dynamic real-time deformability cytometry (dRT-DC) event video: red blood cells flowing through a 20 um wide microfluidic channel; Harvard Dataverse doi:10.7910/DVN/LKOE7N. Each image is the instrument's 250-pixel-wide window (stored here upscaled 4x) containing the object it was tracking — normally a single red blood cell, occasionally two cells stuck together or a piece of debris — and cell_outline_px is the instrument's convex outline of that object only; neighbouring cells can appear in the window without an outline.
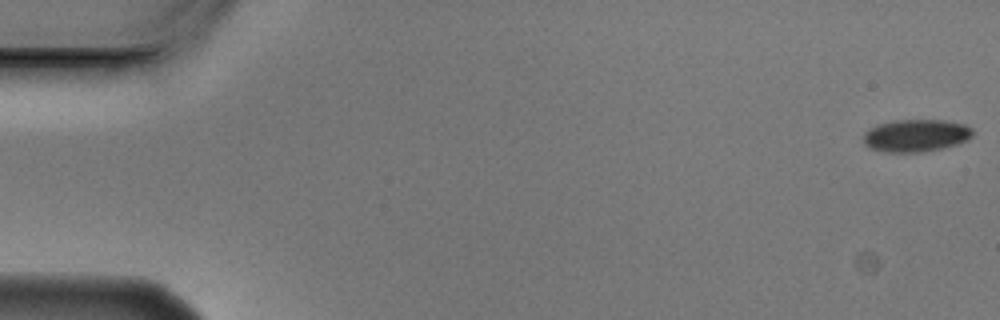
{"species": "Egyptian fruit bat (a non-hibernating species)", "species_latin": "Rousettus aegyptiacus", "temperature_condition": "cold", "stored_images_in_passage": 4, "camera_frame_rate_fps": 3000, "um_per_image_px": 0.085, "animal": {"sex": "male"}, "frame": {"image": 1, "passage_image": 1, "time_ms": 0.0, "image_size_px": [1000, 320], "cell_outline_px": [[972, 136], [968, 140], [956, 144], [940, 148], [920, 152], [884, 152], [868, 148], [864, 144], [864, 132], [880, 124], [896, 120], [944, 120], [964, 124], [972, 128]], "centroid_in_image_um": [77.85, 11.52], "position_along_channel_um": 7.2, "area_um2": 20.52}}